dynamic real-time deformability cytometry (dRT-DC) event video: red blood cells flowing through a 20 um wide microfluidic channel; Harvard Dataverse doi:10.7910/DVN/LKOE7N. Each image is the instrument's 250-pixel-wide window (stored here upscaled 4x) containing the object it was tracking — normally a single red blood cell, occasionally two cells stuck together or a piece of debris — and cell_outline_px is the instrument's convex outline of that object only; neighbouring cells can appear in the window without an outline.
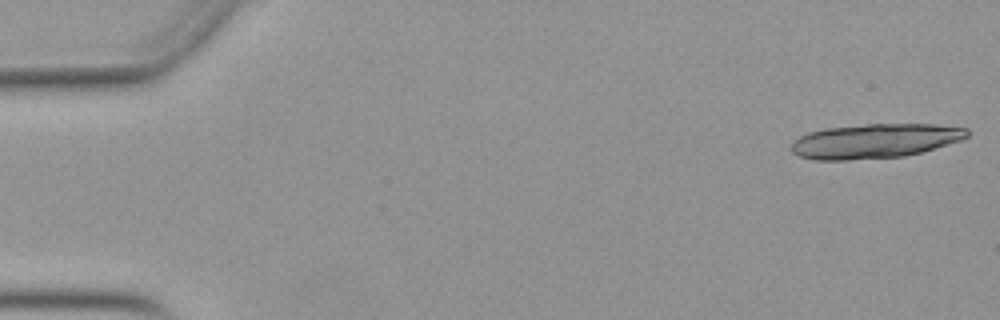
{"species": "Egyptian fruit bat (a non-hibernating species)", "species_latin": "Rousettus aegyptiacus", "temperature_condition": "warm", "stored_images_in_passage": 17, "camera_frame_rate_fps": 3000, "um_per_image_px": 0.085, "animal": {"sex": "female"}, "frame": {"image": 1, "passage_image": 1, "time_ms": 0.0, "image_size_px": [1000, 320], "cell_outline_px": [[968, 136], [960, 140], [920, 152], [904, 156], [848, 160], [816, 160], [800, 156], [792, 152], [788, 148], [800, 136], [808, 132], [824, 128], [868, 124], [936, 124], [968, 128]], "centroid_in_image_um": [74.33, 11.98], "position_along_channel_um": 10.7, "area_um2": 35.2}}